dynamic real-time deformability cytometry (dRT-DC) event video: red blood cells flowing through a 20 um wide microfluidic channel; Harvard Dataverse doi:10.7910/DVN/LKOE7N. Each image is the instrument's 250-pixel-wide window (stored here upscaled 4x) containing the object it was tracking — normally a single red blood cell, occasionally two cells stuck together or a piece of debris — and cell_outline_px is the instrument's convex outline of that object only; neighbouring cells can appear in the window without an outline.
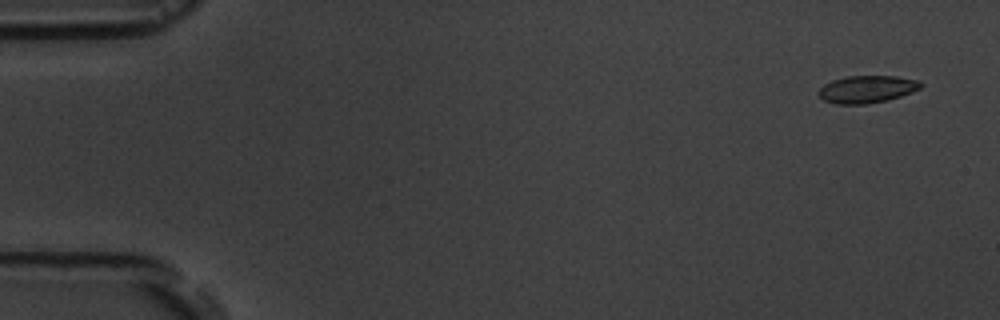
{"species": "common noctule bat (a hibernating species)", "species_latin": "Nyctalus noctula", "temperature_condition": "room temperature", "stored_images_in_passage": 5, "camera_frame_rate_fps": 3000, "um_per_image_px": 0.085, "animal": {"sex": "male", "body_mass_g": 19.5, "forearm_length_mm": 54.6}, "frame": {"image": 1, "passage_image": 1, "time_ms": 0.0, "image_size_px": [1000, 320], "cell_outline_px": [[920, 88], [912, 92], [888, 100], [864, 104], [836, 104], [824, 100], [816, 92], [824, 84], [832, 80], [848, 76], [896, 76], [920, 80]], "centroid_in_image_um": [73.67, 7.58], "position_along_channel_um": 11.3, "area_um2": 16.24}}
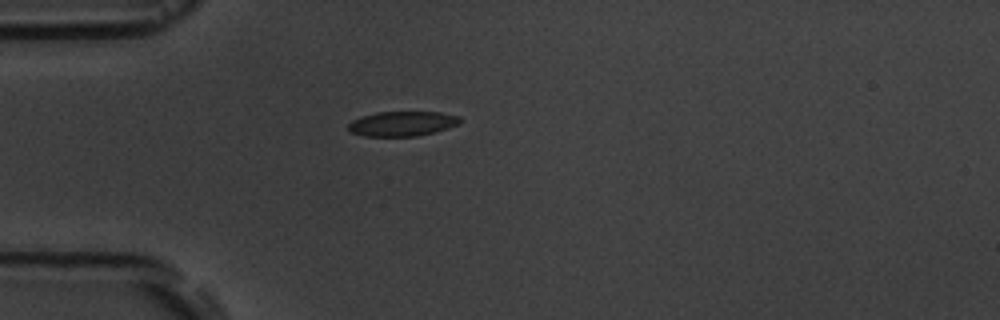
{"frame": {"image": 2, "passage_image": 5, "time_ms": 4.333, "image_size_px": [1000, 320], "cell_outline_px": [[460, 124], [448, 128], [416, 136], [364, 136], [348, 132], [348, 124], [352, 120], [360, 116], [376, 112], [440, 112], [460, 116]], "centroid_in_image_um": [34.15, 10.51], "position_along_channel_um": 50.8, "area_um2": 16.24}}